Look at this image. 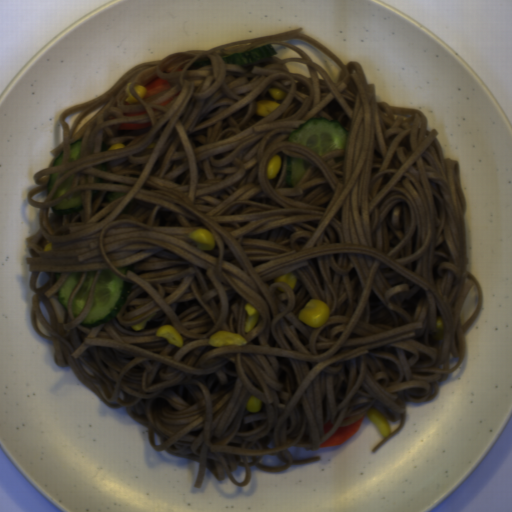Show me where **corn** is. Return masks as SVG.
Here are the masks:
<instances>
[{"label": "corn", "mask_w": 512, "mask_h": 512, "mask_svg": "<svg viewBox=\"0 0 512 512\" xmlns=\"http://www.w3.org/2000/svg\"><path fill=\"white\" fill-rule=\"evenodd\" d=\"M246 409L251 412H259L261 409V399L252 395L246 403Z\"/></svg>", "instance_id": "a0e27810"}, {"label": "corn", "mask_w": 512, "mask_h": 512, "mask_svg": "<svg viewBox=\"0 0 512 512\" xmlns=\"http://www.w3.org/2000/svg\"><path fill=\"white\" fill-rule=\"evenodd\" d=\"M208 342L215 348L222 346L246 345L247 340L242 335L221 330L211 335Z\"/></svg>", "instance_id": "5cfa1b94"}, {"label": "corn", "mask_w": 512, "mask_h": 512, "mask_svg": "<svg viewBox=\"0 0 512 512\" xmlns=\"http://www.w3.org/2000/svg\"><path fill=\"white\" fill-rule=\"evenodd\" d=\"M158 313H153L151 314L150 316H148L147 318H145L144 320H142L141 322H139L138 324H131V329L132 330H135V331H139L141 329H143L147 322H149L150 320H152Z\"/></svg>", "instance_id": "3270194a"}, {"label": "corn", "mask_w": 512, "mask_h": 512, "mask_svg": "<svg viewBox=\"0 0 512 512\" xmlns=\"http://www.w3.org/2000/svg\"><path fill=\"white\" fill-rule=\"evenodd\" d=\"M368 419L377 428L383 438H388L392 433L391 425L386 417L375 408L368 409L365 413Z\"/></svg>", "instance_id": "2b8c4276"}, {"label": "corn", "mask_w": 512, "mask_h": 512, "mask_svg": "<svg viewBox=\"0 0 512 512\" xmlns=\"http://www.w3.org/2000/svg\"><path fill=\"white\" fill-rule=\"evenodd\" d=\"M246 318L244 324L245 334L251 332L258 324L260 317L258 310L251 304L247 303L245 306Z\"/></svg>", "instance_id": "30e3d8cc"}, {"label": "corn", "mask_w": 512, "mask_h": 512, "mask_svg": "<svg viewBox=\"0 0 512 512\" xmlns=\"http://www.w3.org/2000/svg\"><path fill=\"white\" fill-rule=\"evenodd\" d=\"M52 247H53V244L51 242L47 243L46 245H44L43 251L50 252L52 250Z\"/></svg>", "instance_id": "bf9fae09"}, {"label": "corn", "mask_w": 512, "mask_h": 512, "mask_svg": "<svg viewBox=\"0 0 512 512\" xmlns=\"http://www.w3.org/2000/svg\"><path fill=\"white\" fill-rule=\"evenodd\" d=\"M274 280H275V282H282L284 284L289 285L292 290L295 287V285L297 284V276L293 272L292 273H284L279 276H276Z\"/></svg>", "instance_id": "42891da5"}, {"label": "corn", "mask_w": 512, "mask_h": 512, "mask_svg": "<svg viewBox=\"0 0 512 512\" xmlns=\"http://www.w3.org/2000/svg\"><path fill=\"white\" fill-rule=\"evenodd\" d=\"M435 327H436L437 330L443 331V329H444V319L441 316L438 317V319L436 321V324H435Z\"/></svg>", "instance_id": "7d6b0189"}, {"label": "corn", "mask_w": 512, "mask_h": 512, "mask_svg": "<svg viewBox=\"0 0 512 512\" xmlns=\"http://www.w3.org/2000/svg\"><path fill=\"white\" fill-rule=\"evenodd\" d=\"M282 160L279 155H275L271 158L266 166L267 179H274L279 175L281 170Z\"/></svg>", "instance_id": "6a14855c"}, {"label": "corn", "mask_w": 512, "mask_h": 512, "mask_svg": "<svg viewBox=\"0 0 512 512\" xmlns=\"http://www.w3.org/2000/svg\"><path fill=\"white\" fill-rule=\"evenodd\" d=\"M271 98H261L256 102L255 114L265 117L282 105L287 93L280 88L271 87L268 91Z\"/></svg>", "instance_id": "f1292c28"}, {"label": "corn", "mask_w": 512, "mask_h": 512, "mask_svg": "<svg viewBox=\"0 0 512 512\" xmlns=\"http://www.w3.org/2000/svg\"><path fill=\"white\" fill-rule=\"evenodd\" d=\"M187 237L193 240L196 244V249L202 252L213 250L215 247L216 239L214 234L203 228L191 231L188 233Z\"/></svg>", "instance_id": "cfcad685"}, {"label": "corn", "mask_w": 512, "mask_h": 512, "mask_svg": "<svg viewBox=\"0 0 512 512\" xmlns=\"http://www.w3.org/2000/svg\"><path fill=\"white\" fill-rule=\"evenodd\" d=\"M330 315L329 307L320 299H310L300 310L299 320L306 326L318 328L325 324Z\"/></svg>", "instance_id": "51d56268"}, {"label": "corn", "mask_w": 512, "mask_h": 512, "mask_svg": "<svg viewBox=\"0 0 512 512\" xmlns=\"http://www.w3.org/2000/svg\"><path fill=\"white\" fill-rule=\"evenodd\" d=\"M155 337H163L169 343L180 348L182 347L184 341V338L181 336V334L172 325L169 324H164L159 327L155 332Z\"/></svg>", "instance_id": "79e197a2"}, {"label": "corn", "mask_w": 512, "mask_h": 512, "mask_svg": "<svg viewBox=\"0 0 512 512\" xmlns=\"http://www.w3.org/2000/svg\"><path fill=\"white\" fill-rule=\"evenodd\" d=\"M122 148H125L122 143H114L107 150L108 151H112V150H119V149H122Z\"/></svg>", "instance_id": "e3d9049e"}, {"label": "corn", "mask_w": 512, "mask_h": 512, "mask_svg": "<svg viewBox=\"0 0 512 512\" xmlns=\"http://www.w3.org/2000/svg\"><path fill=\"white\" fill-rule=\"evenodd\" d=\"M133 90L137 96H139L140 98H143V99L145 98V95H146L145 86H142L139 84V85L133 86Z\"/></svg>", "instance_id": "93f2ace3"}, {"label": "corn", "mask_w": 512, "mask_h": 512, "mask_svg": "<svg viewBox=\"0 0 512 512\" xmlns=\"http://www.w3.org/2000/svg\"><path fill=\"white\" fill-rule=\"evenodd\" d=\"M131 83H132V82H129V83L126 85L125 89H124V91L128 94V97H127L124 101L128 102L129 104H134V103H137V102H139V101H138V99H136V98L131 94V92H130V90H129V87H130Z\"/></svg>", "instance_id": "f22f9a43"}]
</instances>
